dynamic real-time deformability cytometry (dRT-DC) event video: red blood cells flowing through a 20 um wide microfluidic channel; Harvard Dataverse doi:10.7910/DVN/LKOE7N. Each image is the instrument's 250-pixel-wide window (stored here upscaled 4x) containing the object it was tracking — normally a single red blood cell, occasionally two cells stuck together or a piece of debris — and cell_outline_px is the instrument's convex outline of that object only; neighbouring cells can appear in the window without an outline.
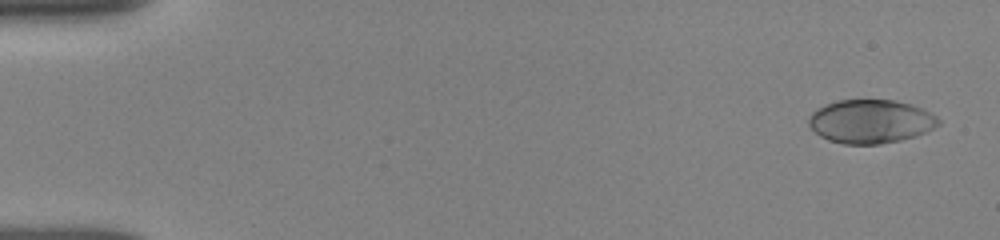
{"species": "human", "species_latin": "Homo sapiens", "temperature_condition": "room temperature", "stored_images_in_passage": 52, "camera_frame_rate_fps": 3000, "um_per_image_px": 0.085, "donor": {"sex": "female"}, "frame": {"image": 1, "passage_image": 2, "time_ms": 0.333, "image_size_px": [1000, 240], "cell_outline_px": [[940, 124], [924, 132], [900, 140], [880, 144], [844, 144], [828, 140], [820, 136], [808, 124], [808, 116], [816, 108], [824, 104], [836, 100], [896, 100], [912, 104], [924, 108], [936, 116], [940, 120]], "centroid_in_image_um": [73.98, 10.3], "position_along_channel_um": 11.0, "area_um2": 33.12}}
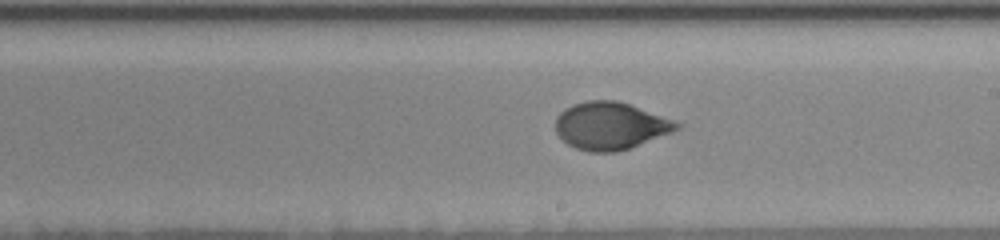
{"frame": {"image": 2, "passage_image": 30, "time_ms": 9.667, "image_size_px": [1000, 240], "cell_outline_px": [[680, 128], [672, 132], [628, 148], [612, 152], [588, 152], [576, 148], [568, 144], [556, 132], [556, 116], [564, 108], [572, 104], [588, 100], [616, 100], [628, 104], [672, 120], [680, 124]], "centroid_in_image_um": [51.83, 10.69], "position_along_channel_um": 237.2, "area_um2": 33.0}}
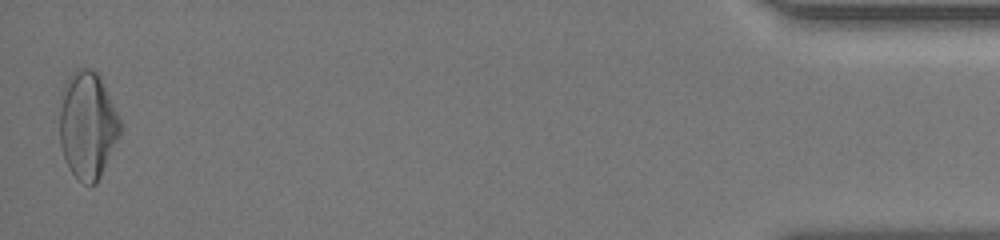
{"frame": {"image": 3, "passage_image": 51, "time_ms": 16.667, "image_size_px": [1000, 240], "cell_outline_px": [[120, 136], [96, 184], [84, 184], [68, 168], [60, 144], [60, 92], [64, 84], [72, 72], [76, 68], [92, 68], [96, 72], [120, 120]], "centroid_in_image_um": [7.41, 10.64], "position_along_channel_um": 427.8, "area_um2": 37.45}, "authors_computed_cell_mechanics": {"area_um2": 33.0905, "velocity_mm_per_s": 3.9016, "shape_relaxation_time_tau1_ms": 3.3759, "shape_relaxation_time_tau2_ms": null, "deformation_change_tau1": 0.1782, "deformation_change_tau2": null}}